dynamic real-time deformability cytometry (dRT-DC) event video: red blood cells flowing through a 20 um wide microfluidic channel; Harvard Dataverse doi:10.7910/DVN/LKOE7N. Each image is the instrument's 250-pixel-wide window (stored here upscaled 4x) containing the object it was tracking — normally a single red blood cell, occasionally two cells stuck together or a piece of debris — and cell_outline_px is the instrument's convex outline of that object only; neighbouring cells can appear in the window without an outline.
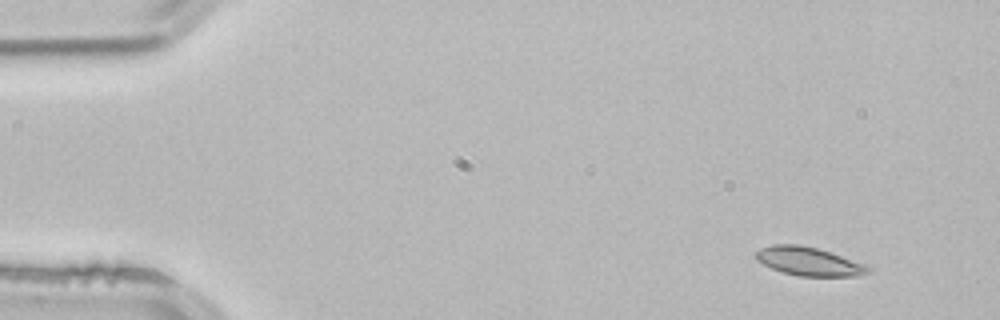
{"species": "common noctule bat (a hibernating species)", "species_latin": "Nyctalus noctula", "temperature_condition": "room temperature", "stored_images_in_passage": 3, "camera_frame_rate_fps": 3000, "um_per_image_px": 0.085, "animal": {"sex": "male", "body_mass_g": 21.5, "forearm_length_mm": 52.0}, "frame": {"image": 1, "passage_image": 1, "time_ms": 0.0, "image_size_px": [1000, 320], "cell_outline_px": [[872, 272], [856, 276], [800, 276], [780, 272], [756, 260], [752, 256], [760, 248], [772, 244], [800, 244], [816, 248], [864, 264], [872, 268]], "centroid_in_image_um": [68.7, 22.22], "position_along_channel_um": 16.3, "area_um2": 18.67}}